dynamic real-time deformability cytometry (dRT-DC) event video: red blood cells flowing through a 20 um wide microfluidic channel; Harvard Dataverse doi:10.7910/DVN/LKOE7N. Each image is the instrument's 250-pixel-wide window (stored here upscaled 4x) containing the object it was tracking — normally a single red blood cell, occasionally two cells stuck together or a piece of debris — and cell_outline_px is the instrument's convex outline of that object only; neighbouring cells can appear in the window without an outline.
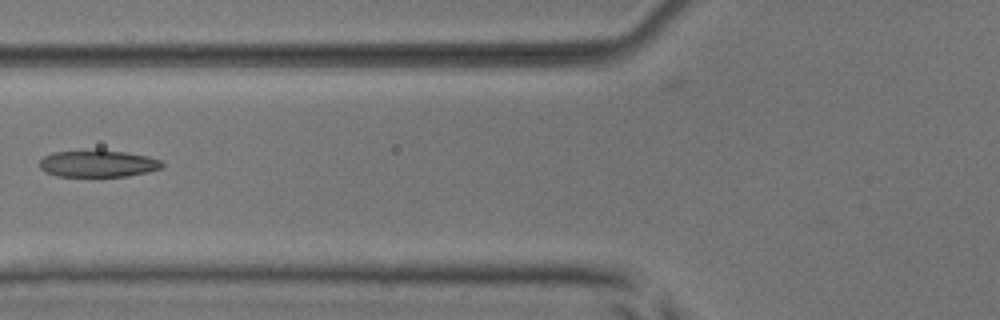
{"species": "common noctule bat (a hibernating species)", "species_latin": "Nyctalus noctula", "temperature_condition": "room temperature", "stored_images_in_passage": 6, "camera_frame_rate_fps": 3000, "um_per_image_px": 0.085, "animal": {"sex": "male", "body_mass_g": 17.9, "forearm_length_mm": 54.2}, "frame": {"image": 1, "passage_image": 6, "time_ms": 6.667, "image_size_px": [1000, 320], "cell_outline_px": [[164, 164], [160, 168], [148, 172], [128, 176], [56, 176], [44, 172], [40, 168], [40, 160], [44, 156], [52, 152], [124, 152], [148, 156], [160, 160]], "centroid_in_image_um": [8.32, 13.94], "position_along_channel_um": 117.5, "area_um2": 18.61}}